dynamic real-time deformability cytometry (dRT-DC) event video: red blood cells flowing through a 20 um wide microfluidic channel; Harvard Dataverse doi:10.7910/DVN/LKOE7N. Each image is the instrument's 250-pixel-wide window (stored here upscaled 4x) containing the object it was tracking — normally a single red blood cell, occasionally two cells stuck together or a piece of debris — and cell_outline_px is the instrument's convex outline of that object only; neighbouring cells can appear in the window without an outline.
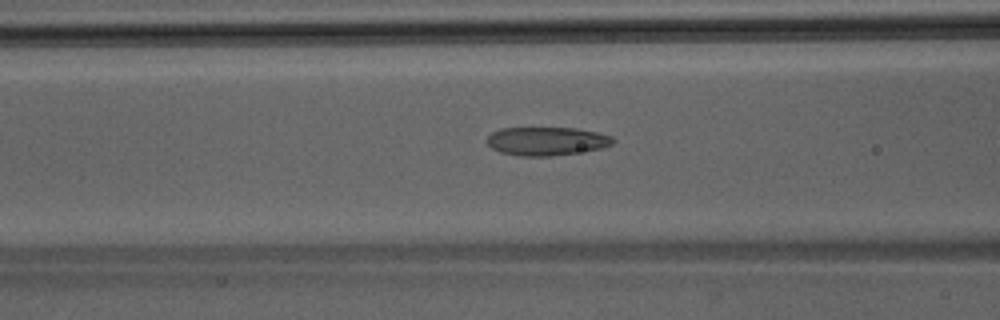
{"species": "Egyptian fruit bat (a non-hibernating species)", "species_latin": "Rousettus aegyptiacus", "temperature_condition": "room temperature", "stored_images_in_passage": 46, "camera_frame_rate_fps": 3000, "um_per_image_px": 0.085, "animal": {"sex": "male"}, "frame": {"image": 1, "passage_image": 18, "time_ms": 5.667, "image_size_px": [1000, 320], "cell_outline_px": [[616, 140], [612, 144], [600, 148], [552, 156], [516, 156], [500, 152], [492, 148], [488, 144], [488, 136], [492, 132], [500, 128], [576, 128], [596, 132], [612, 136]], "centroid_in_image_um": [46.44, 11.99], "position_along_channel_um": 120.2, "area_um2": 20.81}}
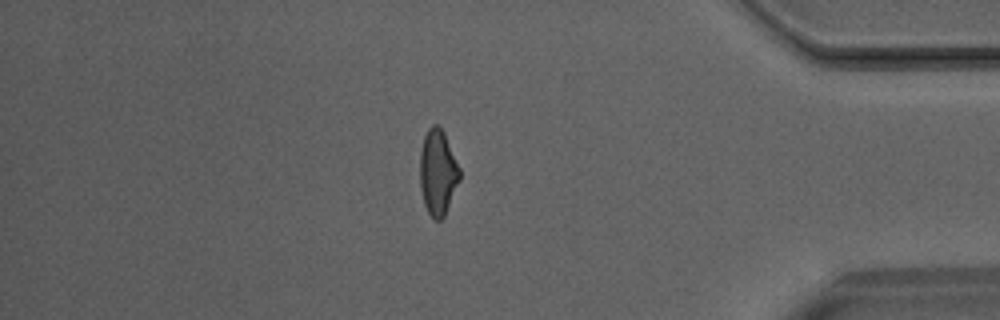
{"frame": {"image": 2, "passage_image": 39, "time_ms": 12.667, "image_size_px": [1000, 320], "cell_outline_px": [[460, 180], [444, 216], [440, 220], [432, 220], [424, 204], [420, 188], [420, 152], [424, 136], [428, 128], [432, 124], [436, 124], [444, 132], [460, 168]], "centroid_in_image_um": [37.21, 14.66], "position_along_channel_um": 398.0, "area_um2": 19.88}}
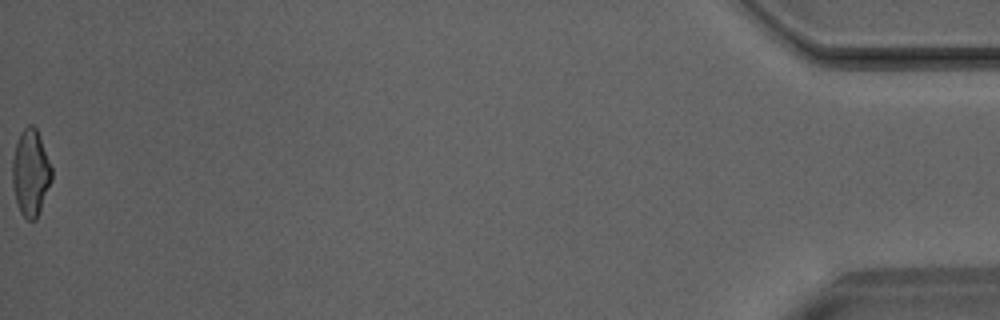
{"frame": {"image": 3, "passage_image": 46, "time_ms": 15.0, "image_size_px": [1000, 320], "cell_outline_px": [[52, 180], [36, 220], [28, 220], [20, 212], [16, 200], [12, 184], [12, 160], [16, 144], [20, 132], [28, 124], [32, 124], [36, 128], [40, 136], [52, 168]], "centroid_in_image_um": [2.6, 14.67], "position_along_channel_um": 432.6, "area_um2": 19.83}}